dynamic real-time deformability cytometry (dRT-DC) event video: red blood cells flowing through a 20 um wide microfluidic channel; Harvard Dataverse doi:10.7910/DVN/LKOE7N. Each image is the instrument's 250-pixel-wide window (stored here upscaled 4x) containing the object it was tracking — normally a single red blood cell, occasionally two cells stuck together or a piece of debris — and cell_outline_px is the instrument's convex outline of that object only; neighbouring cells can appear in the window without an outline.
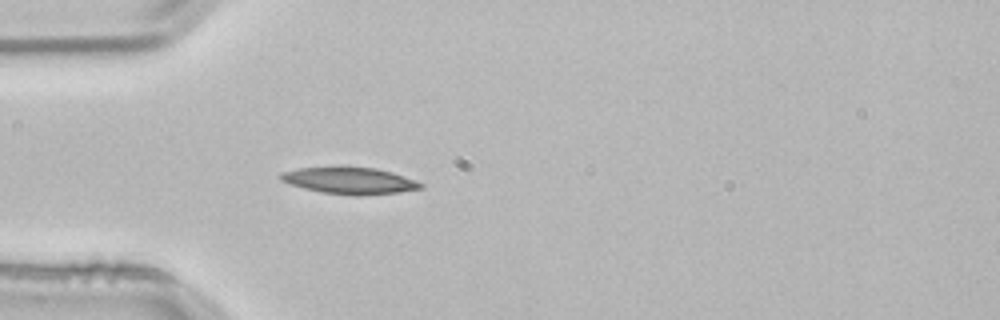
{"species": "common noctule bat (a hibernating species)", "species_latin": "Nyctalus noctula", "temperature_condition": "room temperature", "stored_images_in_passage": 3, "camera_frame_rate_fps": 3000, "um_per_image_px": 0.085, "animal": {"sex": "male", "body_mass_g": 21.5, "forearm_length_mm": 52.0}, "frame": {"image": 1, "passage_image": 3, "time_ms": 0.667, "image_size_px": [1000, 320], "cell_outline_px": [[424, 188], [400, 192], [360, 196], [356, 196], [320, 192], [304, 188], [280, 180], [280, 172], [300, 168], [340, 164], [344, 164], [376, 168], [392, 172], [416, 180], [424, 184]], "centroid_in_image_um": [29.73, 15.32], "position_along_channel_um": 55.3, "area_um2": 22.66}}